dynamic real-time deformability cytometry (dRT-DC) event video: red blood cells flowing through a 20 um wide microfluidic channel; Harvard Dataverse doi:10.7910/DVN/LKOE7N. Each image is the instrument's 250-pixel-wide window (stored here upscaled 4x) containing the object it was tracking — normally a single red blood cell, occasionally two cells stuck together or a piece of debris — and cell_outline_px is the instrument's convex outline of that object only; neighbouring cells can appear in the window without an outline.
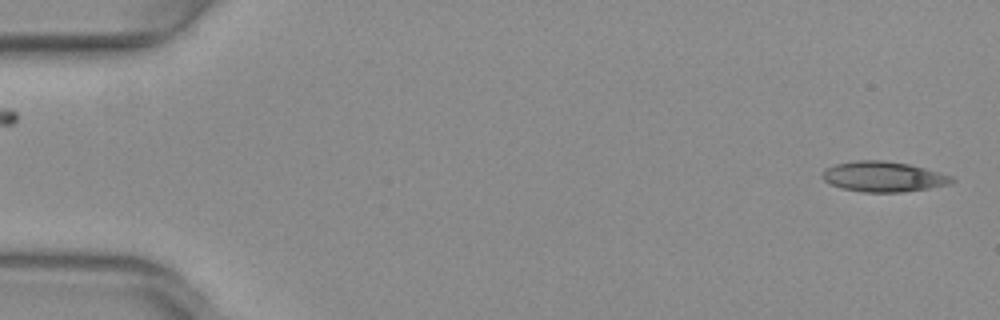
{"species": "common noctule bat (a hibernating species)", "species_latin": "Nyctalus noctula", "temperature_condition": "warm", "stored_images_in_passage": 49, "camera_frame_rate_fps": 3000, "um_per_image_px": 0.085, "animal": {"sex": "female", "body_mass_g": 29.2, "forearm_length_mm": 56.3}, "frame": {"image": 1, "passage_image": 1, "time_ms": 0.0, "image_size_px": [1000, 320], "cell_outline_px": [[956, 180], [952, 184], [928, 188], [900, 192], [864, 192], [840, 188], [824, 180], [820, 176], [828, 168], [836, 164], [856, 160], [884, 160], [908, 164], [924, 168], [952, 176]], "centroid_in_image_um": [75.11, 15.02], "position_along_channel_um": 9.9, "area_um2": 22.72}}
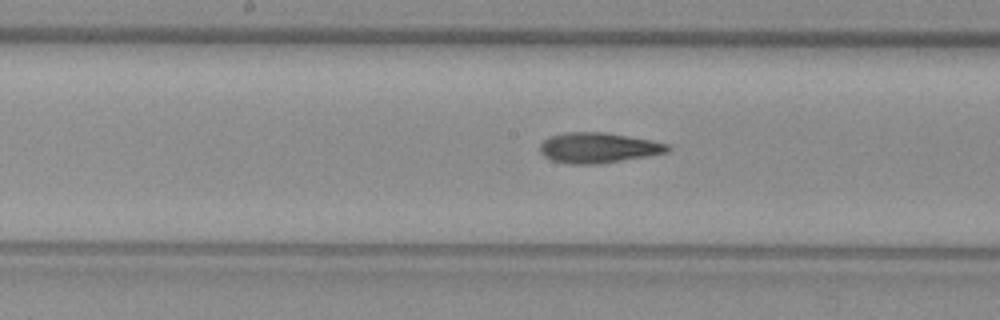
{"frame": {"image": 2, "passage_image": 26, "time_ms": 8.333, "image_size_px": [1000, 320], "cell_outline_px": [[672, 148], [668, 152], [648, 156], [600, 164], [568, 164], [552, 160], [544, 156], [540, 152], [540, 144], [548, 136], [564, 132], [604, 132], [652, 140], [668, 144]], "centroid_in_image_um": [50.85, 12.56], "position_along_channel_um": 197.4, "area_um2": 22.77}}
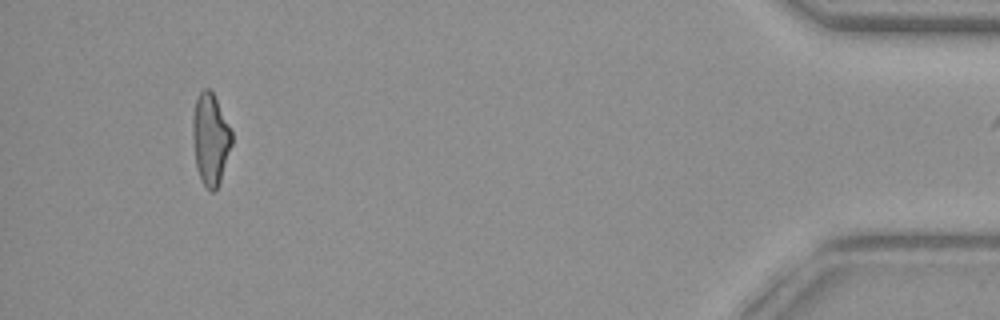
{"frame": {"image": 3, "passage_image": 48, "time_ms": 15.667, "image_size_px": [1000, 320], "cell_outline_px": [[232, 144], [220, 184], [212, 192], [200, 180], [196, 168], [192, 136], [192, 120], [196, 100], [200, 92], [204, 88], [208, 88], [212, 92], [232, 132]], "centroid_in_image_um": [17.88, 11.86], "position_along_channel_um": 417.3, "area_um2": 20.75}}